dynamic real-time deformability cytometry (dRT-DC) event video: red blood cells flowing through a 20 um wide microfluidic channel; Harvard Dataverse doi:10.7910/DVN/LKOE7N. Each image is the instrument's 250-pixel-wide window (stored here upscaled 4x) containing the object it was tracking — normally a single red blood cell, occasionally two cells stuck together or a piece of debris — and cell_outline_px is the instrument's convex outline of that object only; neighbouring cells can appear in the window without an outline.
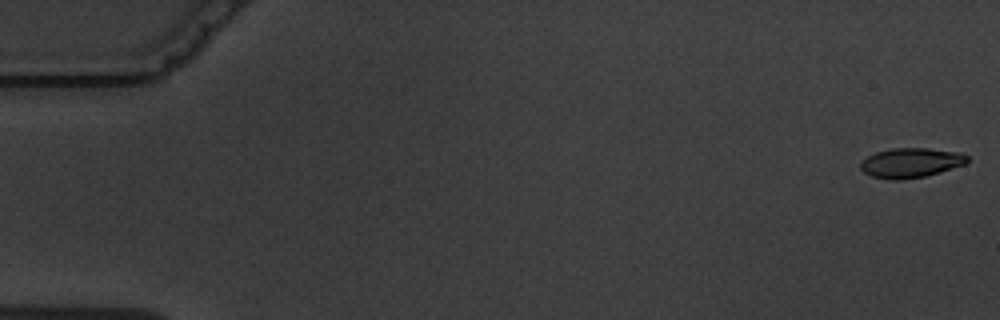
{"species": "common noctule bat (a hibernating species)", "species_latin": "Nyctalus noctula", "temperature_condition": "warm", "stored_images_in_passage": 8, "camera_frame_rate_fps": 3000, "um_per_image_px": 0.085, "animal": {"sex": "male", "body_mass_g": 19.5, "forearm_length_mm": 54.6}, "frame": {"image": 1, "passage_image": 1, "time_ms": 0.0, "image_size_px": [1000, 320], "cell_outline_px": [[968, 164], [940, 172], [924, 176], [900, 180], [896, 180], [872, 176], [864, 172], [860, 168], [860, 164], [868, 156], [876, 152], [892, 148], [928, 148], [960, 152], [968, 156]], "centroid_in_image_um": [77.47, 13.83], "position_along_channel_um": 7.5, "area_um2": 18.44}}
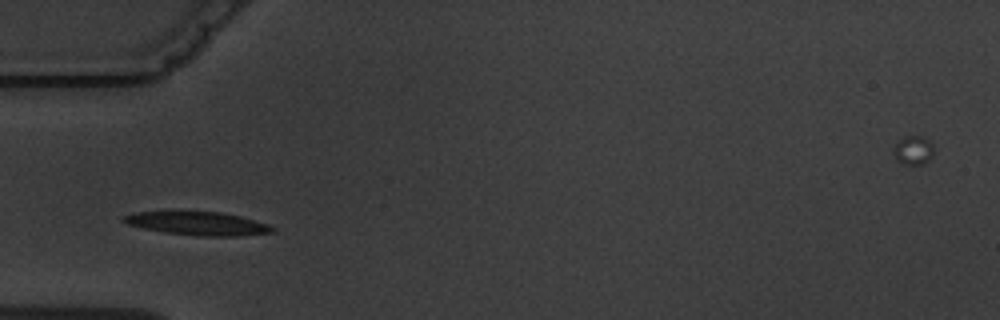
{"frame": {"image": 2, "passage_image": 7, "time_ms": 6.667, "image_size_px": [1000, 320], "cell_outline_px": [[276, 232], [240, 236], [204, 236], [164, 232], [144, 228], [128, 224], [120, 220], [124, 216], [132, 212], [168, 208], [180, 208], [220, 212], [240, 216], [268, 224], [276, 228]], "centroid_in_image_um": [16.72, 18.93], "position_along_channel_um": 68.3, "area_um2": 21.56}}